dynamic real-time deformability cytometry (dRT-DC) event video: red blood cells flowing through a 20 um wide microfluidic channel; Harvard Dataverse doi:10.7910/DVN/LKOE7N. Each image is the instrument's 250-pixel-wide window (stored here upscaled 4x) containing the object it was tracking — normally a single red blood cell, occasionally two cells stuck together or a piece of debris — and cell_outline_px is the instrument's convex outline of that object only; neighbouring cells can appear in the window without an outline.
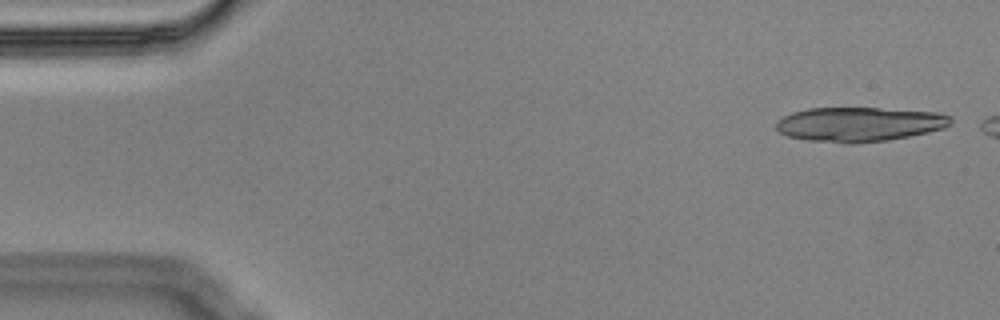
{"species": "Egyptian fruit bat (a non-hibernating species)", "species_latin": "Rousettus aegyptiacus", "temperature_condition": "cold", "stored_images_in_passage": 3, "camera_frame_rate_fps": 3000, "um_per_image_px": 0.085, "animal": {"sex": "male"}, "frame": {"image": 1, "passage_image": 1, "time_ms": 0.0, "image_size_px": [1000, 320], "cell_outline_px": [[952, 124], [944, 128], [928, 132], [888, 140], [852, 144], [848, 144], [808, 140], [788, 136], [780, 132], [776, 128], [776, 120], [792, 112], [808, 108], [880, 108], [936, 112], [952, 116]], "centroid_in_image_um": [73.04, 10.56], "position_along_channel_um": 12.0, "area_um2": 35.2}}